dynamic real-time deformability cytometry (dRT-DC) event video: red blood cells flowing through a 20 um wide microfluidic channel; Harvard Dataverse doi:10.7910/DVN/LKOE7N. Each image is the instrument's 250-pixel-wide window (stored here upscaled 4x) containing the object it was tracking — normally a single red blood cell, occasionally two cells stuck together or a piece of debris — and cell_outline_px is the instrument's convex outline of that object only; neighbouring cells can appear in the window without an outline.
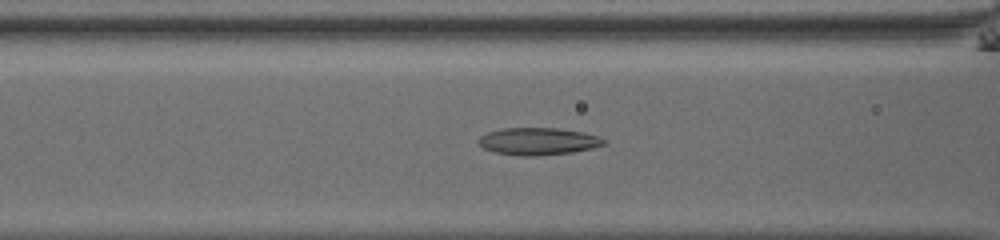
{"species": "common noctule bat (a hibernating species)", "species_latin": "Nyctalus noctula", "temperature_condition": "room temperature", "stored_images_in_passage": 37, "camera_frame_rate_fps": 3000, "um_per_image_px": 0.085, "animal": {"sex": "male", "body_mass_g": 13.0, "forearm_length_mm": 53.1}, "frame": {"image": 1, "passage_image": 8, "time_ms": 2.333, "image_size_px": [1000, 240], "cell_outline_px": [[608, 140], [604, 144], [592, 148], [572, 152], [536, 156], [520, 156], [496, 152], [484, 148], [476, 140], [480, 136], [488, 132], [504, 128], [556, 128], [580, 132], [600, 136]], "centroid_in_image_um": [45.75, 12.01], "position_along_channel_um": 120.9, "area_um2": 19.83}}
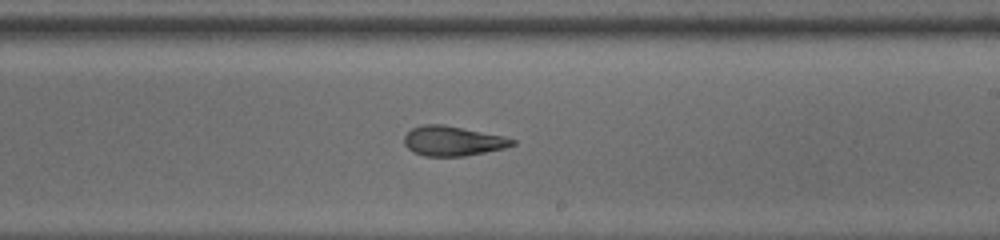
{"frame": {"image": 2, "passage_image": 18, "time_ms": 5.667, "image_size_px": [1000, 240], "cell_outline_px": [[516, 144], [504, 148], [464, 156], [424, 156], [412, 152], [404, 144], [404, 136], [412, 128], [424, 124], [444, 124], [504, 136], [516, 140]], "centroid_in_image_um": [38.47, 11.98], "position_along_channel_um": 250.5, "area_um2": 18.79}}
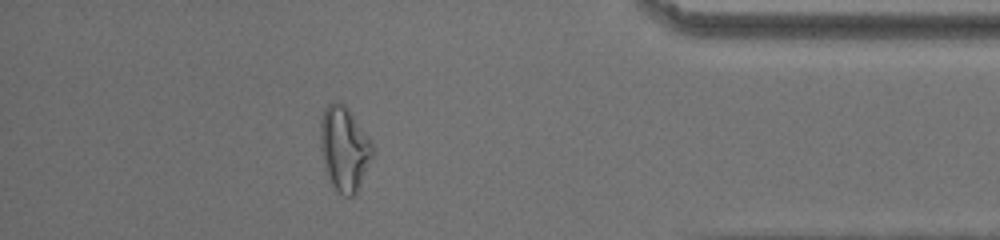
{"frame": {"image": 3, "passage_image": 32, "time_ms": 10.333, "image_size_px": [1000, 240], "cell_outline_px": [[376, 152], [356, 192], [352, 196], [344, 196], [328, 180], [324, 168], [320, 148], [320, 120], [324, 108], [328, 104], [344, 104], [348, 108], [376, 148]], "centroid_in_image_um": [29.27, 12.65], "position_along_channel_um": 405.9, "area_um2": 25.78}, "authors_computed_cell_mechanics": {"area_um2": 20.4034, "velocity_mm_per_s": 3.875, "shape_relaxation_time_tau1_ms": null, "shape_relaxation_time_tau2_ms": 2.3017, "deformation_change_tau1": null, "deformation_change_tau2": 0.1024}}